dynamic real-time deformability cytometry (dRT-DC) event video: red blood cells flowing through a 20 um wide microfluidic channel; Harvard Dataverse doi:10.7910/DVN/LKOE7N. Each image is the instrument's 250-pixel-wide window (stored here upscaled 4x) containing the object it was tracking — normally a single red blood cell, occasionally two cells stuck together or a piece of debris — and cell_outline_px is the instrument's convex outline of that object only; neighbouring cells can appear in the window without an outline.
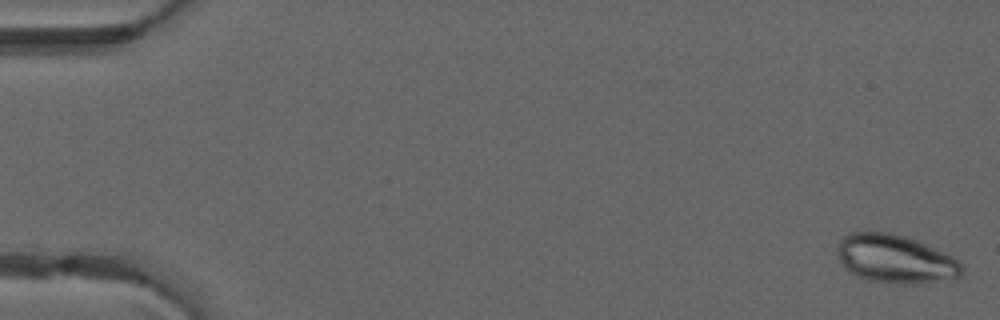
{"species": "common noctule bat (a hibernating species)", "species_latin": "Nyctalus noctula", "temperature_condition": "warm", "stored_images_in_passage": 50, "camera_frame_rate_fps": 3000, "um_per_image_px": 0.085, "animal": {"sex": "male", "forearm_length_mm": 52.5}, "frame": {"image": 1, "passage_image": 1, "time_ms": 0.0, "image_size_px": [1000, 320], "cell_outline_px": [[964, 272], [956, 280], [920, 284], [896, 284], [868, 280], [844, 268], [836, 252], [840, 240], [848, 232], [888, 232], [904, 236], [916, 240], [944, 252], [952, 256], [964, 268]], "centroid_in_image_um": [76.15, 22.03], "position_along_channel_um": 8.9, "area_um2": 35.49}}
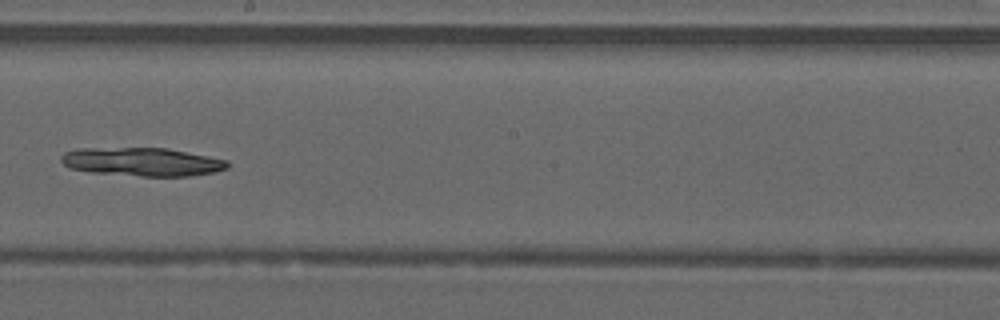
{"frame": {"image": 2, "passage_image": 29, "time_ms": 9.333, "image_size_px": [1000, 320], "cell_outline_px": [[228, 168], [216, 172], [188, 176], [140, 176], [88, 172], [68, 168], [60, 160], [60, 156], [64, 152], [76, 148], [164, 148], [208, 156], [228, 160]], "centroid_in_image_um": [12.04, 13.76], "position_along_channel_um": 236.2, "area_um2": 27.69}}
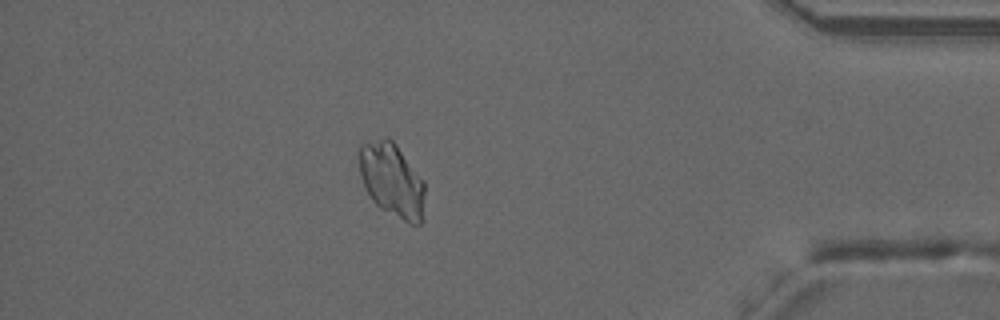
{"frame": {"image": 3, "passage_image": 44, "time_ms": 14.333, "image_size_px": [1000, 320], "cell_outline_px": [[424, 220], [420, 224], [408, 224], [380, 208], [372, 200], [364, 188], [360, 176], [356, 148], [360, 144], [388, 136], [396, 144], [424, 180]], "centroid_in_image_um": [33.29, 15.31], "position_along_channel_um": 401.9, "area_um2": 29.07}}